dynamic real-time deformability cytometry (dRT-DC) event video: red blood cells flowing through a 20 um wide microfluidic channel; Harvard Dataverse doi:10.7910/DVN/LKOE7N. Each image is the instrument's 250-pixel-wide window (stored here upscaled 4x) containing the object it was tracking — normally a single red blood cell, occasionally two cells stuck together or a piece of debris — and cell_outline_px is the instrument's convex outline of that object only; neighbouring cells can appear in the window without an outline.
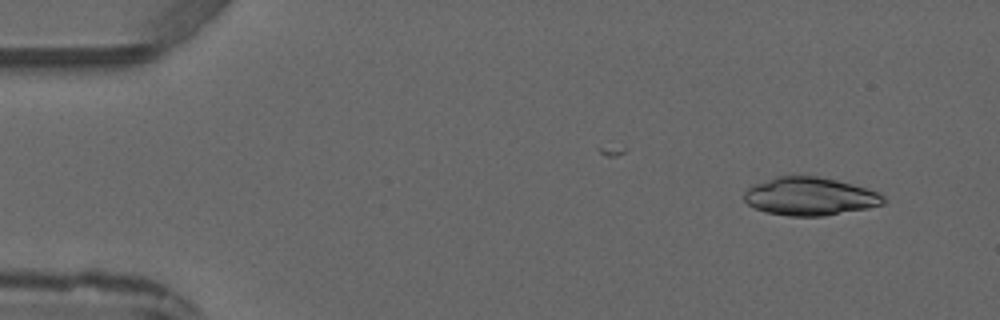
{"species": "common noctule bat (a hibernating species)", "species_latin": "Nyctalus noctula", "temperature_condition": "warm", "stored_images_in_passage": 5, "camera_frame_rate_fps": 3000, "um_per_image_px": 0.085, "animal": {"sex": "male", "forearm_length_mm": 52.5}, "frame": {"image": 1, "passage_image": 3, "time_ms": 3.0, "image_size_px": [1000, 320], "cell_outline_px": [[884, 204], [868, 208], [824, 216], [788, 216], [768, 212], [756, 208], [748, 204], [744, 200], [744, 192], [752, 184], [776, 176], [816, 176], [836, 180], [880, 192], [884, 196]], "centroid_in_image_um": [68.83, 16.69], "position_along_channel_um": 16.2, "area_um2": 30.87}}